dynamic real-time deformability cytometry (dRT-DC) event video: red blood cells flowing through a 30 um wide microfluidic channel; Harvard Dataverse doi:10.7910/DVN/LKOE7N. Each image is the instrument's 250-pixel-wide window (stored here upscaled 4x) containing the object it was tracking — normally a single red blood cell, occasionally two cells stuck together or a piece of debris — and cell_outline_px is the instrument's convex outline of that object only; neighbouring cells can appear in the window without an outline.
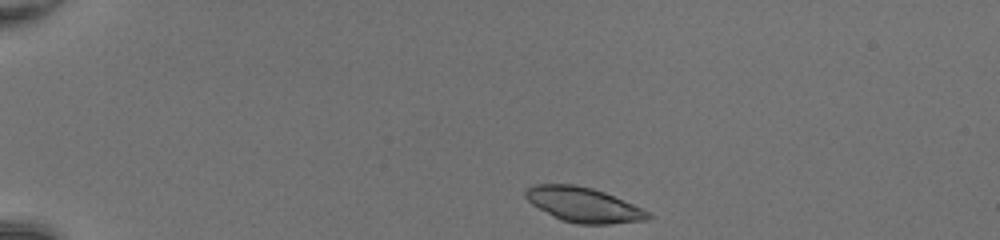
{"species": "common noctule bat (a hibernating species)", "species_latin": "Nyctalus noctula", "temperature_condition": "room temperature", "stored_images_in_passage": 40, "camera_frame_rate_fps": 3000, "um_per_image_px": 0.085, "animal": {"sex": "female", "body_mass_g": 20.0, "forearm_length_mm": 54.0}, "frame": {"image": 1, "passage_image": 1, "time_ms": 0.0, "image_size_px": [1000, 240], "cell_outline_px": [[652, 216], [648, 220], [608, 224], [576, 224], [560, 220], [532, 204], [524, 196], [524, 192], [528, 188], [536, 184], [572, 184], [592, 188], [604, 192], [632, 204], [648, 212]], "centroid_in_image_um": [49.58, 17.41], "position_along_channel_um": 35.4, "area_um2": 24.62}}
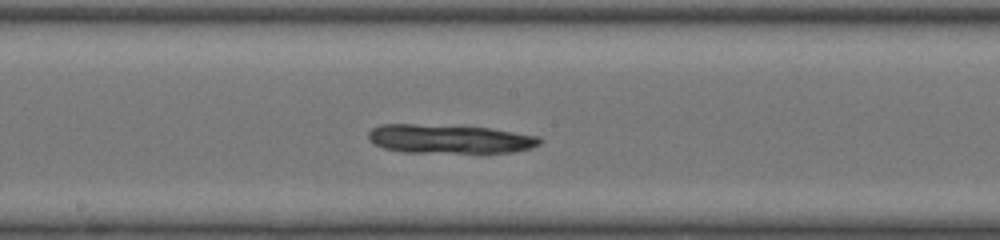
{"frame": {"image": 2, "passage_image": 19, "time_ms": 6.0, "image_size_px": [1000, 240], "cell_outline_px": [[544, 140], [540, 144], [532, 148], [512, 152], [404, 152], [384, 148], [368, 140], [368, 132], [372, 128], [380, 124], [416, 124], [492, 128], [540, 136]], "centroid_in_image_um": [38.24, 11.8], "position_along_channel_um": 210.0, "area_um2": 28.9}}
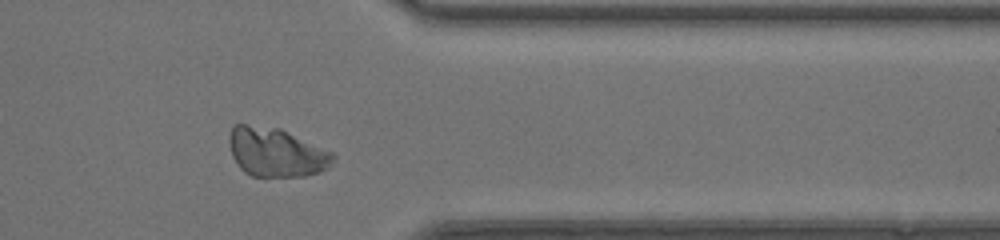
{"frame": {"image": 3, "passage_image": 32, "time_ms": 10.333, "image_size_px": [1000, 240], "cell_outline_px": [[336, 156], [332, 164], [328, 168], [320, 172], [304, 176], [252, 176], [244, 172], [240, 168], [232, 156], [228, 140], [228, 136], [232, 124], [244, 124], [280, 128], [332, 152]], "centroid_in_image_um": [23.45, 12.94], "position_along_channel_um": 387.9, "area_um2": 29.77}}